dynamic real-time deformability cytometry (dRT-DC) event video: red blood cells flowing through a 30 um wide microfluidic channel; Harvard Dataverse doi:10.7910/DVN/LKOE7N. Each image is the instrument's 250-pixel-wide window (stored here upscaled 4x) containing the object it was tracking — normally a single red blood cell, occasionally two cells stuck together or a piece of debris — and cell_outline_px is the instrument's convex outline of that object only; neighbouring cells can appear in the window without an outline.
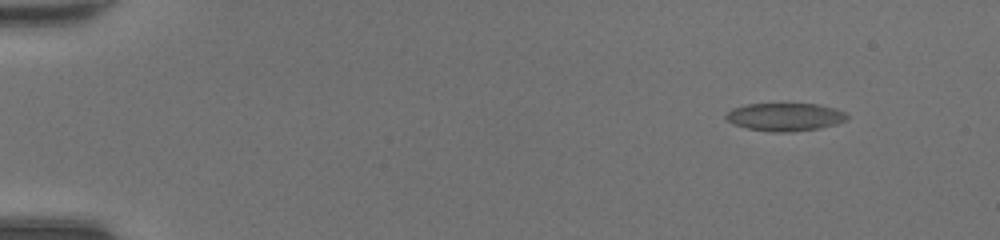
{"species": "common noctule bat (a hibernating species)", "species_latin": "Nyctalus noctula", "temperature_condition": "room temperature", "stored_images_in_passage": 18, "camera_frame_rate_fps": 3000, "um_per_image_px": 0.085, "animal": {"sex": "female", "body_mass_g": 20.0, "forearm_length_mm": 54.0}, "frame": {"image": 1, "passage_image": 6, "time_ms": 1.667, "image_size_px": [1000, 240], "cell_outline_px": [[848, 120], [836, 124], [820, 128], [792, 132], [768, 132], [748, 128], [732, 124], [724, 116], [732, 108], [748, 104], [816, 104], [836, 108], [844, 112], [848, 116]], "centroid_in_image_um": [66.74, 9.95], "position_along_channel_um": 18.3, "area_um2": 19.83}}
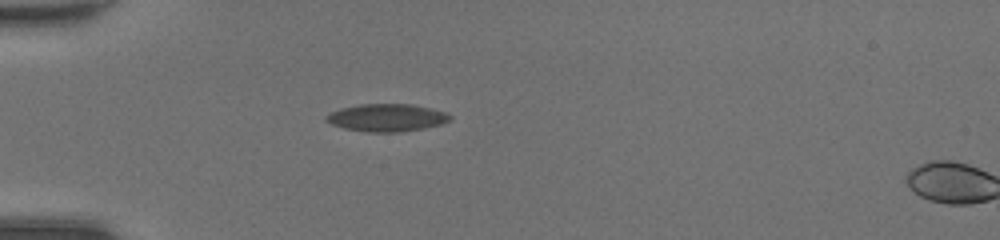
{"frame": {"image": 2, "passage_image": 16, "time_ms": 5.0, "image_size_px": [1000, 240], "cell_outline_px": [[452, 120], [440, 124], [424, 128], [400, 132], [368, 132], [344, 128], [332, 124], [324, 120], [324, 116], [340, 108], [360, 104], [412, 104], [432, 108], [444, 112], [452, 116]], "centroid_in_image_um": [32.87, 10.0], "position_along_channel_um": 52.1, "area_um2": 19.94}}